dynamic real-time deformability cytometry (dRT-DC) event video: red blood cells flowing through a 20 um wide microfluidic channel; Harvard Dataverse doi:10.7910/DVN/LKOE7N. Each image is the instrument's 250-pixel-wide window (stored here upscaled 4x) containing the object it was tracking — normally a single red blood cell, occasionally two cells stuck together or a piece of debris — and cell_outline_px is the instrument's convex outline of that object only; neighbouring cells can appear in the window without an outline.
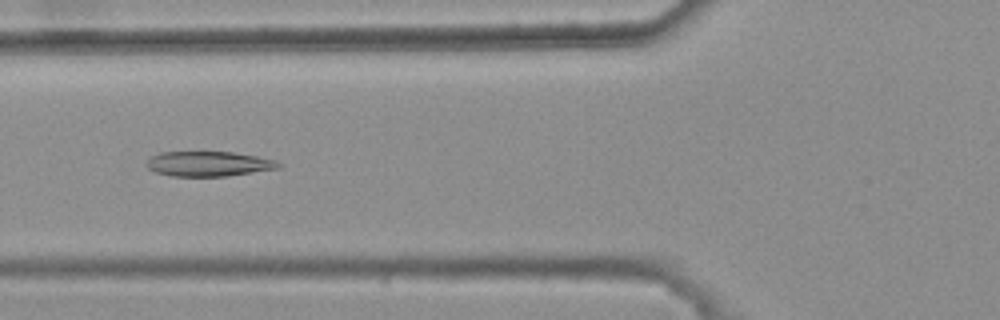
{"species": "common noctule bat (a hibernating species)", "species_latin": "Nyctalus noctula", "temperature_condition": "warm", "stored_images_in_passage": 6, "camera_frame_rate_fps": 3000, "um_per_image_px": 0.085, "animal": {"sex": "female", "body_mass_g": 25.1}, "frame": {"image": 1, "passage_image": 4, "time_ms": 1.0, "image_size_px": [1000, 320], "cell_outline_px": [[280, 168], [228, 176], [172, 176], [156, 172], [148, 168], [144, 164], [152, 156], [160, 152], [232, 152], [256, 156], [276, 160], [280, 164]], "centroid_in_image_um": [17.72, 13.92], "position_along_channel_um": 108.1, "area_um2": 19.13}}
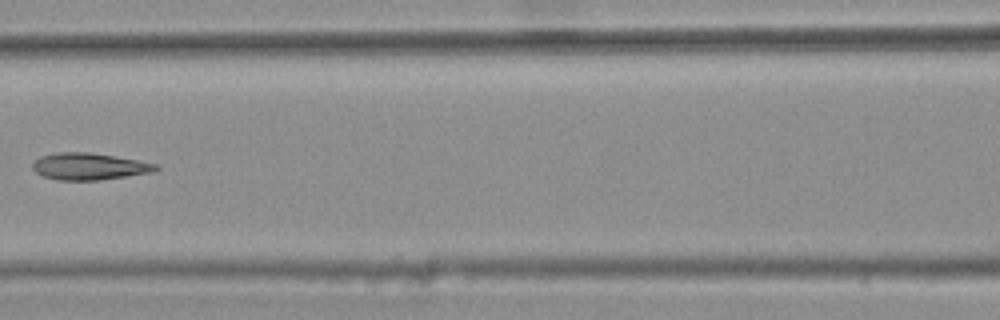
{"frame": {"image": 2, "passage_image": 5, "time_ms": 1.333, "image_size_px": [1000, 320], "cell_outline_px": [[160, 168], [152, 172], [100, 180], [56, 180], [44, 176], [36, 172], [32, 168], [32, 164], [40, 156], [60, 152], [88, 152], [136, 160], [156, 164]], "centroid_in_image_um": [7.55, 14.15], "position_along_channel_um": 159.0, "area_um2": 19.02}}
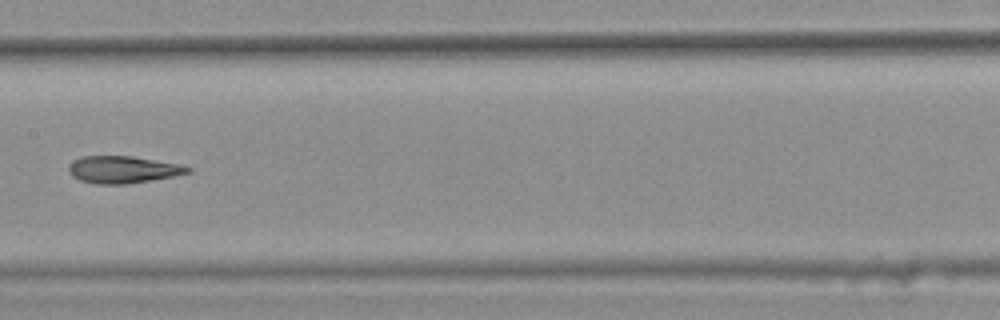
{"frame": {"image": 3, "passage_image": 6, "time_ms": 1.667, "image_size_px": [1000, 320], "cell_outline_px": [[192, 172], [172, 176], [124, 184], [96, 184], [80, 180], [72, 176], [68, 172], [68, 168], [76, 160], [84, 156], [132, 156], [180, 164], [192, 168]], "centroid_in_image_um": [10.46, 14.41], "position_along_channel_um": 196.9, "area_um2": 18.55}}